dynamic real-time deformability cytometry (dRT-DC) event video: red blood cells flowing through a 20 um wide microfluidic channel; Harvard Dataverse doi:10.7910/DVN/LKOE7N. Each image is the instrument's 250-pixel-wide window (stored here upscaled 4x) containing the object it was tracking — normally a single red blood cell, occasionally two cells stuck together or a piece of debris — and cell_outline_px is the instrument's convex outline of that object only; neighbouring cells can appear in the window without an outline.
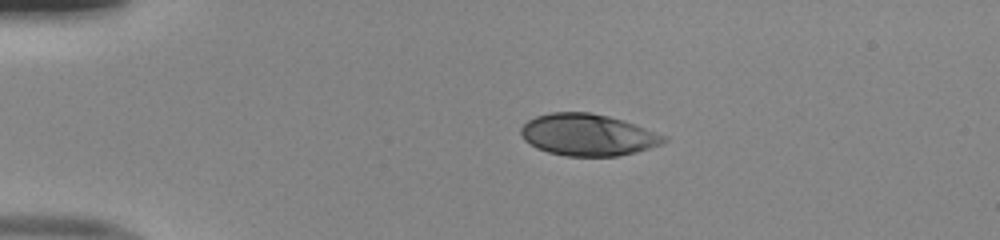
{"species": "human", "species_latin": "Homo sapiens", "temperature_condition": "room temperature", "stored_images_in_passage": 41, "camera_frame_rate_fps": 3000, "um_per_image_px": 0.085, "donor": {"sex": "male"}, "frame": {"image": 1, "passage_image": 1, "time_ms": 0.0, "image_size_px": [1000, 240], "cell_outline_px": [[668, 140], [660, 144], [636, 152], [620, 156], [564, 156], [548, 152], [536, 148], [524, 140], [520, 132], [520, 128], [528, 120], [536, 116], [552, 112], [588, 112], [608, 116], [624, 120], [668, 136]], "centroid_in_image_um": [49.96, 11.46], "position_along_channel_um": 35.0, "area_um2": 34.91}}
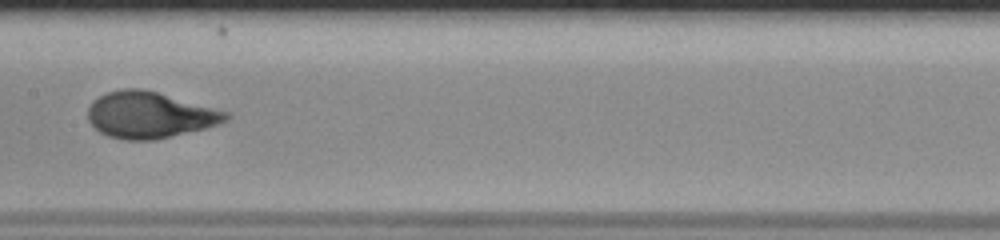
{"frame": {"image": 2, "passage_image": 17, "time_ms": 5.333, "image_size_px": [1000, 240], "cell_outline_px": [[232, 116], [228, 120], [204, 128], [152, 140], [128, 140], [108, 136], [100, 132], [88, 120], [88, 108], [92, 100], [108, 92], [120, 88], [140, 88], [156, 92], [228, 112]], "centroid_in_image_um": [12.68, 9.76], "position_along_channel_um": 194.7, "area_um2": 36.76}}
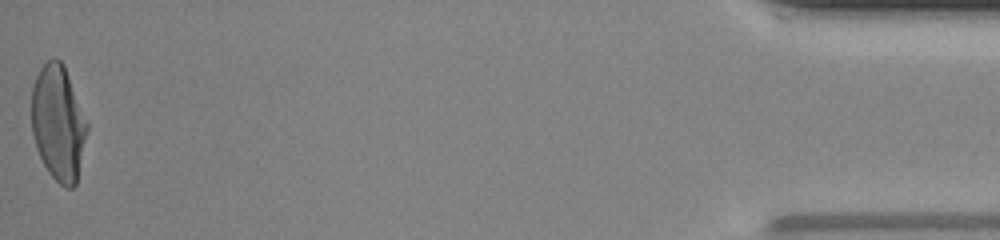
{"frame": {"image": 3, "passage_image": 41, "time_ms": 13.333, "image_size_px": [1000, 240], "cell_outline_px": [[88, 128], [76, 184], [72, 188], [68, 188], [60, 184], [48, 172], [36, 148], [32, 132], [32, 88], [36, 76], [40, 68], [48, 60], [60, 60], [64, 64], [88, 120]], "centroid_in_image_um": [4.97, 10.44], "position_along_channel_um": 430.2, "area_um2": 37.34}, "authors_computed_cell_mechanics": {"area_um2": 36.4718, "velocity_mm_per_s": 4.0243, "shape_relaxation_time_tau1_ms": 3.7726, "shape_relaxation_time_tau2_ms": null, "deformation_change_tau1": 0.2122, "deformation_change_tau2": null}}